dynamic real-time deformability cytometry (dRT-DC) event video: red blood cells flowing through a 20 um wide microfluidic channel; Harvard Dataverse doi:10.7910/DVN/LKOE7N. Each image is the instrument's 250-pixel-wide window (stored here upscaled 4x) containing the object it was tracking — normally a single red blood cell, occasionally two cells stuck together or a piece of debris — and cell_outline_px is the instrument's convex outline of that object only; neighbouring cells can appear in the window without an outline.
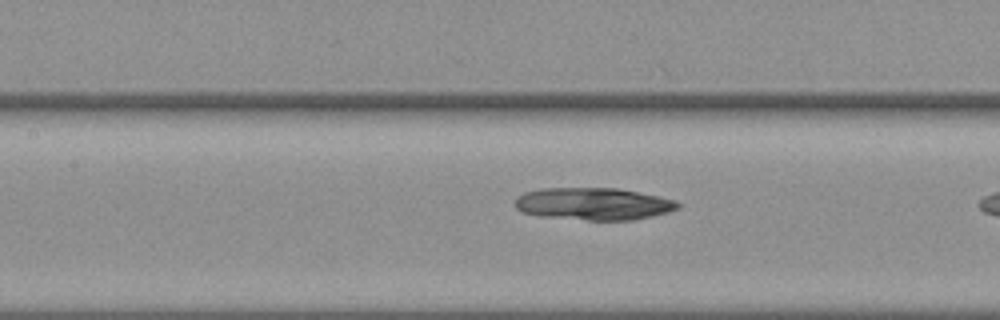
{"species": "common noctule bat (a hibernating species)", "species_latin": "Nyctalus noctula", "temperature_condition": "warm", "stored_images_in_passage": 37, "camera_frame_rate_fps": 3000, "um_per_image_px": 0.085, "animal": {"sex": "female", "body_mass_g": 19.3, "forearm_length_mm": 54.1}, "frame": {"image": 1, "passage_image": 18, "time_ms": 5.667, "image_size_px": [1000, 320], "cell_outline_px": [[680, 208], [668, 212], [652, 216], [632, 220], [588, 220], [536, 216], [520, 212], [516, 208], [516, 196], [524, 192], [540, 188], [616, 188], [676, 200], [680, 204]], "centroid_in_image_um": [50.39, 17.33], "position_along_channel_um": 157.0, "area_um2": 30.75}}
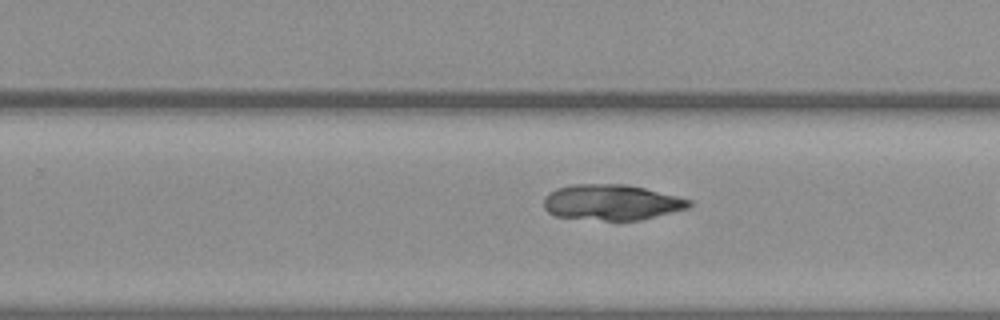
{"frame": {"image": 2, "passage_image": 28, "time_ms": 9.0, "image_size_px": [1000, 320], "cell_outline_px": [[692, 204], [688, 208], [640, 220], [604, 220], [556, 216], [548, 212], [544, 208], [544, 196], [548, 192], [556, 188], [572, 184], [628, 184], [692, 200]], "centroid_in_image_um": [51.96, 17.19], "position_along_channel_um": 277.8, "area_um2": 30.11}}
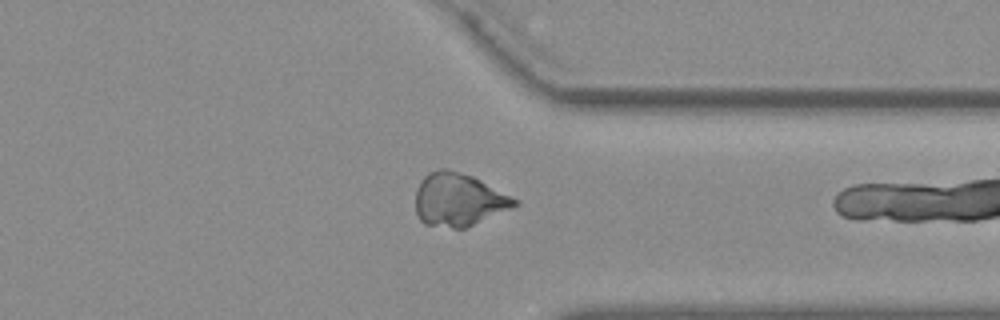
{"frame": {"image": 3, "passage_image": 36, "time_ms": 11.667, "image_size_px": [1000, 320], "cell_outline_px": [[516, 204], [512, 208], [464, 228], [452, 228], [424, 224], [420, 220], [416, 212], [416, 188], [420, 180], [428, 172], [440, 168], [448, 168], [472, 176], [480, 180], [516, 200]], "centroid_in_image_um": [38.9, 16.96], "position_along_channel_um": 372.5, "area_um2": 30.23}}